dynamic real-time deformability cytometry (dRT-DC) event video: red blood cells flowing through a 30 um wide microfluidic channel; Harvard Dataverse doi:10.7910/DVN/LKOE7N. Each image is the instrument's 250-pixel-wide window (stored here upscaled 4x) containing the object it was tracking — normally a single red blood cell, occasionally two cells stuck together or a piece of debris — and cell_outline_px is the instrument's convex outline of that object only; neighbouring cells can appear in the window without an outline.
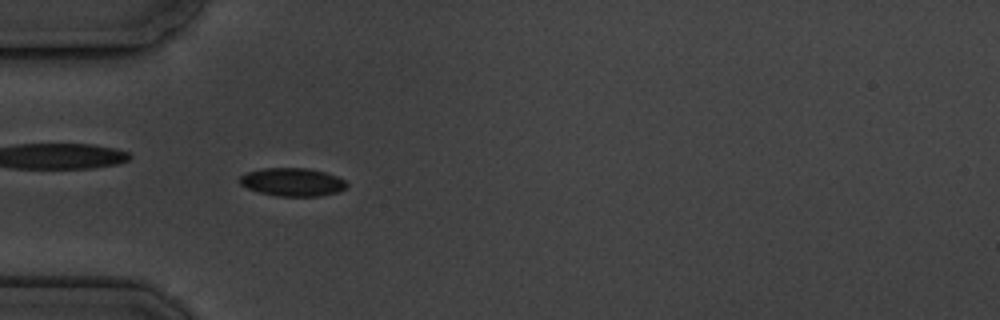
{"species": "common noctule bat (a hibernating species)", "species_latin": "Nyctalus noctula", "temperature_condition": "cold", "stored_images_in_passage": 5, "camera_frame_rate_fps": 3000, "um_per_image_px": 0.085, "animal": {"sex": "male", "body_mass_g": 19.5, "forearm_length_mm": 54.6}, "frame": {"image": 1, "passage_image": 4, "time_ms": 3.667, "image_size_px": [1000, 320], "cell_outline_px": [[348, 184], [344, 188], [336, 192], [320, 196], [276, 196], [260, 192], [248, 188], [240, 184], [240, 176], [248, 172], [264, 168], [308, 168], [324, 172], [336, 176], [344, 180]], "centroid_in_image_um": [24.85, 15.47], "position_along_channel_um": 60.1, "area_um2": 17.34}}